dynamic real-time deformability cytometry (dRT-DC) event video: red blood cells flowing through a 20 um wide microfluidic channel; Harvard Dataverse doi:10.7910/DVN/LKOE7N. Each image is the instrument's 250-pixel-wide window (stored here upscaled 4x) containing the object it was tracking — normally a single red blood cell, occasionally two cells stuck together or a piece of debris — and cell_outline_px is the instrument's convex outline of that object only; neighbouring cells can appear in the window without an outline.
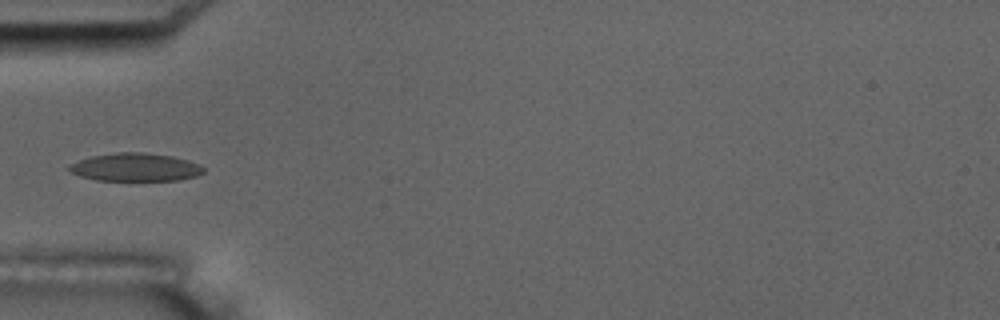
{"species": "common noctule bat (a hibernating species)", "species_latin": "Nyctalus noctula", "temperature_condition": "room temperature", "stored_images_in_passage": 2, "camera_frame_rate_fps": 3000, "um_per_image_px": 0.085, "animal": {"sex": "male", "body_mass_g": 17.5, "forearm_length_mm": 52.3}, "frame": {"image": 1, "passage_image": 2, "time_ms": 1.0, "image_size_px": [1000, 320], "cell_outline_px": [[204, 172], [196, 176], [176, 180], [96, 180], [80, 176], [72, 172], [68, 168], [68, 164], [92, 156], [116, 152], [140, 152], [172, 156], [188, 160], [200, 164], [204, 168]], "centroid_in_image_um": [11.51, 14.21], "position_along_channel_um": 73.5, "area_um2": 21.85}}